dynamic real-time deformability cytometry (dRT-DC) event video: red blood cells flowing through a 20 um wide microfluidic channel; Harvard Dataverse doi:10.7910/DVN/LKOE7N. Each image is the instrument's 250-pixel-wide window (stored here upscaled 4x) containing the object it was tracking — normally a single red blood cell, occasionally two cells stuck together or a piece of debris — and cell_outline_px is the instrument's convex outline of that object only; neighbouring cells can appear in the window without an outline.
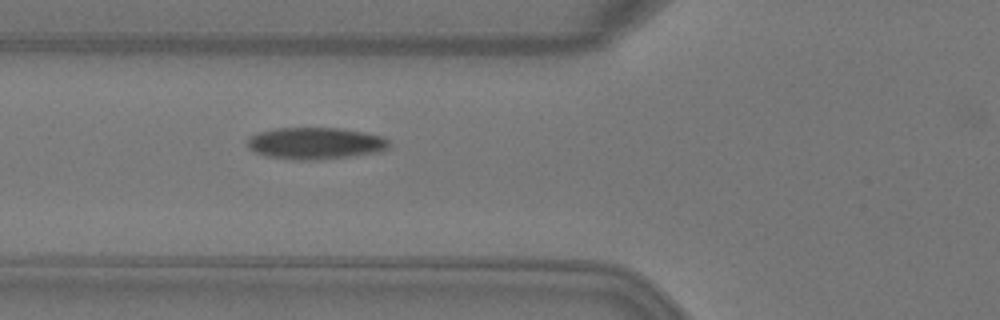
{"species": "Egyptian fruit bat (a non-hibernating species)", "species_latin": "Rousettus aegyptiacus", "temperature_condition": "warm", "stored_images_in_passage": 3, "camera_frame_rate_fps": 3000, "um_per_image_px": 0.085, "animal": {"sex": "female"}, "frame": {"image": 1, "passage_image": 3, "time_ms": 0.667, "image_size_px": [1000, 320], "cell_outline_px": [[388, 148], [380, 152], [352, 156], [312, 160], [304, 160], [268, 156], [256, 152], [248, 148], [248, 136], [260, 132], [276, 128], [340, 128], [364, 132], [384, 136], [388, 140]], "centroid_in_image_um": [26.84, 12.17], "position_along_channel_um": 99.0, "area_um2": 26.13}}